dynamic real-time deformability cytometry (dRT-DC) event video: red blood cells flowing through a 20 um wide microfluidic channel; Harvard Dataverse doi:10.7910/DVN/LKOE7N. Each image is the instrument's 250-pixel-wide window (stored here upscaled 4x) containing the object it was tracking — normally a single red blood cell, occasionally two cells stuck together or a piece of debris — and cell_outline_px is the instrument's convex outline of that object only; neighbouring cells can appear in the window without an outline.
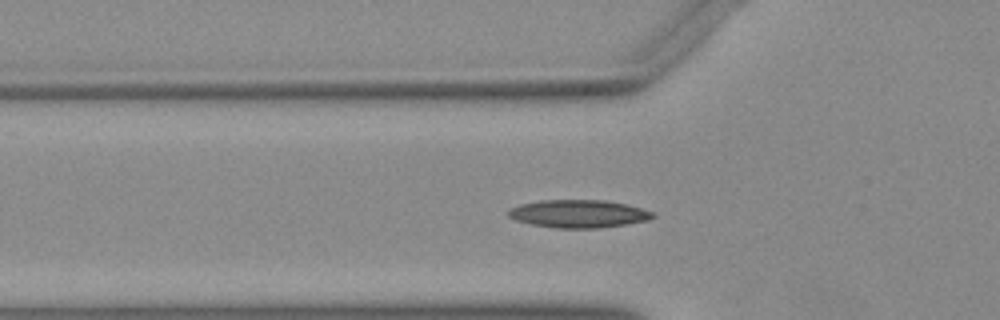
{"species": "Egyptian fruit bat (a non-hibernating species)", "species_latin": "Rousettus aegyptiacus", "temperature_condition": "warm", "stored_images_in_passage": 38, "camera_frame_rate_fps": 3000, "um_per_image_px": 0.085, "animal": {"sex": "female"}, "frame": {"image": 1, "passage_image": 4, "time_ms": 1.0, "image_size_px": [1000, 320], "cell_outline_px": [[656, 216], [648, 220], [600, 228], [556, 228], [532, 224], [516, 220], [508, 216], [508, 208], [520, 204], [540, 200], [604, 200], [628, 204], [652, 212]], "centroid_in_image_um": [49.15, 18.16], "position_along_channel_um": 76.6, "area_um2": 23.41}}
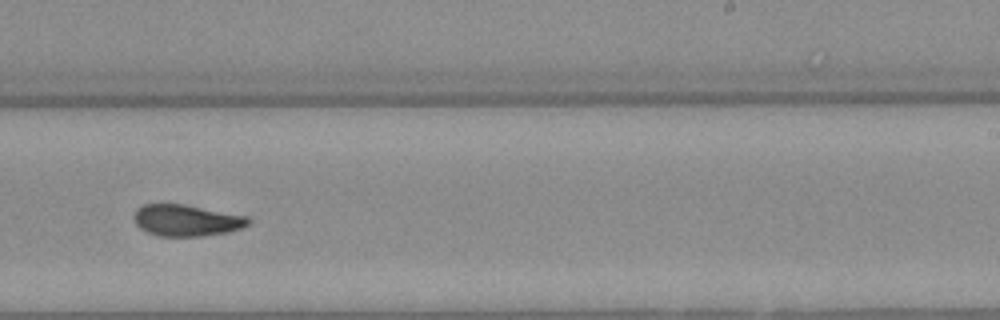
{"frame": {"image": 2, "passage_image": 19, "time_ms": 6.0, "image_size_px": [1000, 320], "cell_outline_px": [[252, 220], [248, 224], [240, 228], [228, 232], [200, 236], [160, 236], [148, 232], [140, 228], [136, 224], [132, 216], [136, 208], [144, 204], [184, 204], [248, 216]], "centroid_in_image_um": [15.83, 18.72], "position_along_channel_um": 273.2, "area_um2": 21.04}}
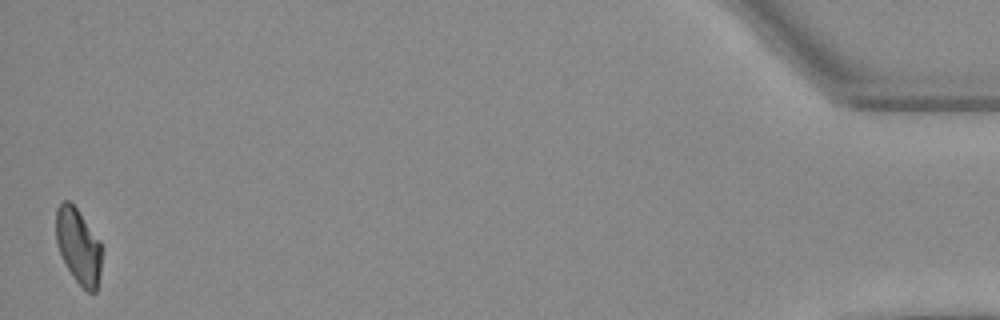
{"frame": {"image": 3, "passage_image": 38, "time_ms": 12.333, "image_size_px": [1000, 320], "cell_outline_px": [[104, 248], [100, 272], [96, 292], [88, 292], [72, 276], [60, 252], [56, 240], [56, 208], [64, 200], [68, 200], [76, 208], [100, 240]], "centroid_in_image_um": [6.7, 20.92], "position_along_channel_um": 428.5, "area_um2": 20.11}}